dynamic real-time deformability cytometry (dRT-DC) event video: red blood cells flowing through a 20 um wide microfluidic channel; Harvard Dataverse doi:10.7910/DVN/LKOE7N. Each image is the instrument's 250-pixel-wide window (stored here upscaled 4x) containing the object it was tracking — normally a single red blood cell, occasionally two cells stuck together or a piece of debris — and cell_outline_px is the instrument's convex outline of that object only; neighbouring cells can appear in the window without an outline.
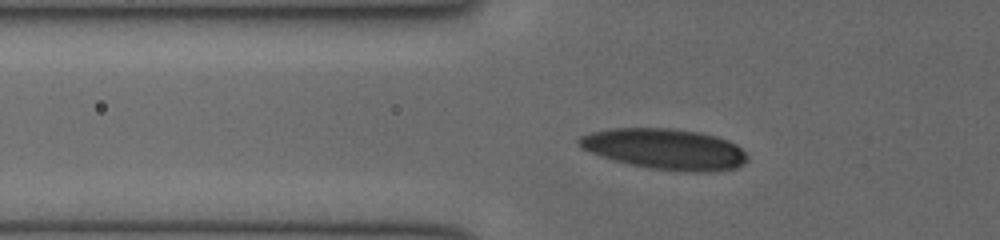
{"species": "human", "species_latin": "Homo sapiens", "temperature_condition": "cold", "stored_images_in_passage": 35, "camera_frame_rate_fps": 3000, "um_per_image_px": 0.085, "donor": {"sex": "female"}, "frame": {"image": 1, "passage_image": 5, "time_ms": 1.333, "image_size_px": [1000, 240], "cell_outline_px": [[748, 160], [744, 164], [736, 168], [712, 172], [688, 172], [648, 168], [628, 164], [592, 152], [576, 144], [576, 140], [580, 136], [592, 132], [612, 128], [672, 128], [700, 132], [716, 136], [728, 140], [736, 144], [748, 156]], "centroid_in_image_um": [56.57, 12.67], "position_along_channel_um": 69.2, "area_um2": 40.06}}
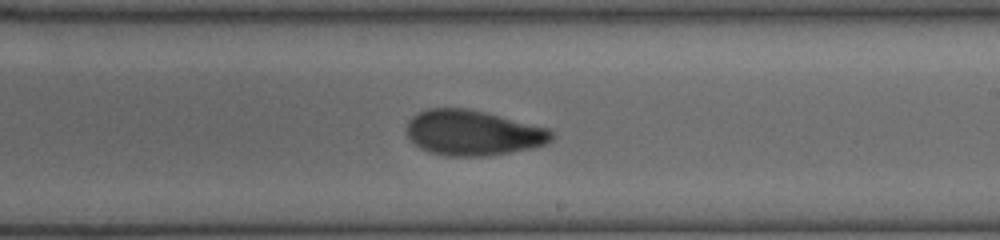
{"frame": {"image": 2, "passage_image": 18, "time_ms": 5.667, "image_size_px": [1000, 240], "cell_outline_px": [[552, 140], [544, 144], [532, 148], [488, 156], [444, 156], [420, 148], [404, 132], [404, 128], [408, 120], [416, 112], [428, 108], [468, 108], [548, 128], [552, 132]], "centroid_in_image_um": [40.14, 11.28], "position_along_channel_um": 248.9, "area_um2": 38.32}}
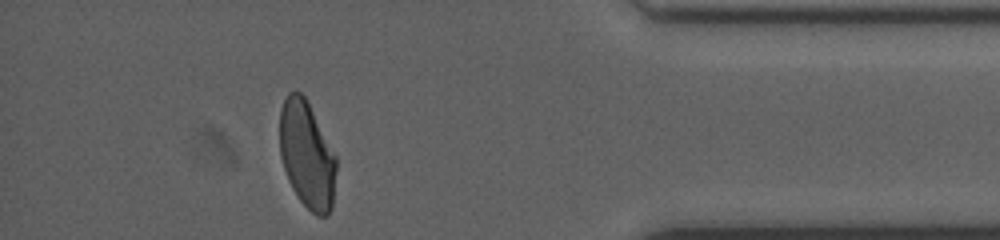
{"frame": {"image": 3, "passage_image": 31, "time_ms": 10.0, "image_size_px": [1000, 240], "cell_outline_px": [[336, 168], [332, 208], [328, 216], [316, 216], [300, 200], [292, 188], [288, 180], [280, 156], [280, 108], [288, 92], [300, 92], [304, 96], [336, 156]], "centroid_in_image_um": [26.08, 13.19], "position_along_channel_um": 409.1, "area_um2": 34.97}}